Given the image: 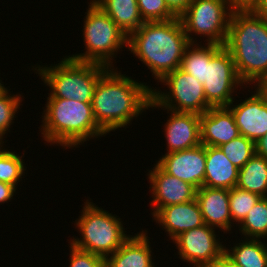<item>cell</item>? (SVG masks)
Wrapping results in <instances>:
<instances>
[{
  "label": "cell",
  "instance_id": "obj_1",
  "mask_svg": "<svg viewBox=\"0 0 267 267\" xmlns=\"http://www.w3.org/2000/svg\"><path fill=\"white\" fill-rule=\"evenodd\" d=\"M138 81L117 67L109 68L99 78L91 105L98 126L107 135L117 130L125 131L147 112L153 86Z\"/></svg>",
  "mask_w": 267,
  "mask_h": 267
},
{
  "label": "cell",
  "instance_id": "obj_2",
  "mask_svg": "<svg viewBox=\"0 0 267 267\" xmlns=\"http://www.w3.org/2000/svg\"><path fill=\"white\" fill-rule=\"evenodd\" d=\"M190 44L179 18L144 22L128 36V49L158 84L180 67L185 48Z\"/></svg>",
  "mask_w": 267,
  "mask_h": 267
},
{
  "label": "cell",
  "instance_id": "obj_3",
  "mask_svg": "<svg viewBox=\"0 0 267 267\" xmlns=\"http://www.w3.org/2000/svg\"><path fill=\"white\" fill-rule=\"evenodd\" d=\"M41 140L48 146L75 150L87 141L101 139L107 134L98 126L91 103L73 99L47 98L42 107ZM101 137V138H100Z\"/></svg>",
  "mask_w": 267,
  "mask_h": 267
},
{
  "label": "cell",
  "instance_id": "obj_4",
  "mask_svg": "<svg viewBox=\"0 0 267 267\" xmlns=\"http://www.w3.org/2000/svg\"><path fill=\"white\" fill-rule=\"evenodd\" d=\"M224 47L241 82L259 87L267 78V20L253 12H233Z\"/></svg>",
  "mask_w": 267,
  "mask_h": 267
},
{
  "label": "cell",
  "instance_id": "obj_5",
  "mask_svg": "<svg viewBox=\"0 0 267 267\" xmlns=\"http://www.w3.org/2000/svg\"><path fill=\"white\" fill-rule=\"evenodd\" d=\"M64 57V58H63ZM58 63L31 66L30 71L38 74L42 84L48 89L47 98L73 99L91 103L99 78L109 69L106 66L75 61L63 56ZM35 65V66H34ZM49 87V88H48Z\"/></svg>",
  "mask_w": 267,
  "mask_h": 267
},
{
  "label": "cell",
  "instance_id": "obj_6",
  "mask_svg": "<svg viewBox=\"0 0 267 267\" xmlns=\"http://www.w3.org/2000/svg\"><path fill=\"white\" fill-rule=\"evenodd\" d=\"M90 199V200H89ZM74 222L79 237L67 239L74 247L107 258L131 236L123 220L113 212L99 207L88 197ZM126 229V230H125ZM70 240V241H69Z\"/></svg>",
  "mask_w": 267,
  "mask_h": 267
},
{
  "label": "cell",
  "instance_id": "obj_7",
  "mask_svg": "<svg viewBox=\"0 0 267 267\" xmlns=\"http://www.w3.org/2000/svg\"><path fill=\"white\" fill-rule=\"evenodd\" d=\"M83 17V53L66 55L79 62L96 63L107 68H115V58L122 49H128V36L117 24L92 0ZM119 52V53H118ZM115 62V63H114Z\"/></svg>",
  "mask_w": 267,
  "mask_h": 267
},
{
  "label": "cell",
  "instance_id": "obj_8",
  "mask_svg": "<svg viewBox=\"0 0 267 267\" xmlns=\"http://www.w3.org/2000/svg\"><path fill=\"white\" fill-rule=\"evenodd\" d=\"M245 87L230 52L223 45L204 43L203 89L207 103L211 107H227L236 96L242 98L237 94Z\"/></svg>",
  "mask_w": 267,
  "mask_h": 267
},
{
  "label": "cell",
  "instance_id": "obj_9",
  "mask_svg": "<svg viewBox=\"0 0 267 267\" xmlns=\"http://www.w3.org/2000/svg\"><path fill=\"white\" fill-rule=\"evenodd\" d=\"M231 14L228 0H193L179 19L190 43L224 46Z\"/></svg>",
  "mask_w": 267,
  "mask_h": 267
},
{
  "label": "cell",
  "instance_id": "obj_10",
  "mask_svg": "<svg viewBox=\"0 0 267 267\" xmlns=\"http://www.w3.org/2000/svg\"><path fill=\"white\" fill-rule=\"evenodd\" d=\"M159 83L164 87L158 86L151 89L152 98L148 111L165 108L175 112L202 115L211 108L206 101L203 84L180 68L168 73L156 85Z\"/></svg>",
  "mask_w": 267,
  "mask_h": 267
},
{
  "label": "cell",
  "instance_id": "obj_11",
  "mask_svg": "<svg viewBox=\"0 0 267 267\" xmlns=\"http://www.w3.org/2000/svg\"><path fill=\"white\" fill-rule=\"evenodd\" d=\"M220 232V230L204 224L181 233L172 241L176 246L178 258L186 264L189 262V267L212 266L225 251V244H223L225 237L224 234H219Z\"/></svg>",
  "mask_w": 267,
  "mask_h": 267
},
{
  "label": "cell",
  "instance_id": "obj_12",
  "mask_svg": "<svg viewBox=\"0 0 267 267\" xmlns=\"http://www.w3.org/2000/svg\"><path fill=\"white\" fill-rule=\"evenodd\" d=\"M245 89L248 91H242L249 95L243 96L242 101L234 99L227 107L234 115L240 135L256 143L267 134V93L256 86Z\"/></svg>",
  "mask_w": 267,
  "mask_h": 267
},
{
  "label": "cell",
  "instance_id": "obj_13",
  "mask_svg": "<svg viewBox=\"0 0 267 267\" xmlns=\"http://www.w3.org/2000/svg\"><path fill=\"white\" fill-rule=\"evenodd\" d=\"M145 176L149 183L151 201L150 213L153 217L162 207L186 203L196 199L197 189L175 176L165 172L157 163L147 169Z\"/></svg>",
  "mask_w": 267,
  "mask_h": 267
},
{
  "label": "cell",
  "instance_id": "obj_14",
  "mask_svg": "<svg viewBox=\"0 0 267 267\" xmlns=\"http://www.w3.org/2000/svg\"><path fill=\"white\" fill-rule=\"evenodd\" d=\"M165 172L177 177L196 189L203 186L205 176V145L200 144L182 151L162 154L155 161Z\"/></svg>",
  "mask_w": 267,
  "mask_h": 267
},
{
  "label": "cell",
  "instance_id": "obj_15",
  "mask_svg": "<svg viewBox=\"0 0 267 267\" xmlns=\"http://www.w3.org/2000/svg\"><path fill=\"white\" fill-rule=\"evenodd\" d=\"M167 112L168 119L162 124L166 139V153L182 151L201 144L200 116L195 113L175 112L161 108Z\"/></svg>",
  "mask_w": 267,
  "mask_h": 267
},
{
  "label": "cell",
  "instance_id": "obj_16",
  "mask_svg": "<svg viewBox=\"0 0 267 267\" xmlns=\"http://www.w3.org/2000/svg\"><path fill=\"white\" fill-rule=\"evenodd\" d=\"M159 229L165 231V235L171 242L181 233L205 224L203 215L196 199L186 203L162 207L153 217Z\"/></svg>",
  "mask_w": 267,
  "mask_h": 267
},
{
  "label": "cell",
  "instance_id": "obj_17",
  "mask_svg": "<svg viewBox=\"0 0 267 267\" xmlns=\"http://www.w3.org/2000/svg\"><path fill=\"white\" fill-rule=\"evenodd\" d=\"M196 200L205 224L220 230L221 234L234 235L232 230L236 225L230 215L228 189L202 186L196 191Z\"/></svg>",
  "mask_w": 267,
  "mask_h": 267
},
{
  "label": "cell",
  "instance_id": "obj_18",
  "mask_svg": "<svg viewBox=\"0 0 267 267\" xmlns=\"http://www.w3.org/2000/svg\"><path fill=\"white\" fill-rule=\"evenodd\" d=\"M131 233L132 235L121 247L105 259L106 267H156L158 265L159 261L155 265L156 255L153 254L154 247H151L153 241L148 236V229Z\"/></svg>",
  "mask_w": 267,
  "mask_h": 267
},
{
  "label": "cell",
  "instance_id": "obj_19",
  "mask_svg": "<svg viewBox=\"0 0 267 267\" xmlns=\"http://www.w3.org/2000/svg\"><path fill=\"white\" fill-rule=\"evenodd\" d=\"M201 144L219 147L240 133L228 107H211L200 116Z\"/></svg>",
  "mask_w": 267,
  "mask_h": 267
},
{
  "label": "cell",
  "instance_id": "obj_20",
  "mask_svg": "<svg viewBox=\"0 0 267 267\" xmlns=\"http://www.w3.org/2000/svg\"><path fill=\"white\" fill-rule=\"evenodd\" d=\"M206 165L203 186L232 189L238 182L239 169L235 167L219 147L205 146Z\"/></svg>",
  "mask_w": 267,
  "mask_h": 267
},
{
  "label": "cell",
  "instance_id": "obj_21",
  "mask_svg": "<svg viewBox=\"0 0 267 267\" xmlns=\"http://www.w3.org/2000/svg\"><path fill=\"white\" fill-rule=\"evenodd\" d=\"M226 240L225 238L224 253L236 264L241 267H266V240L241 237L239 240L232 241L230 245H226Z\"/></svg>",
  "mask_w": 267,
  "mask_h": 267
},
{
  "label": "cell",
  "instance_id": "obj_22",
  "mask_svg": "<svg viewBox=\"0 0 267 267\" xmlns=\"http://www.w3.org/2000/svg\"><path fill=\"white\" fill-rule=\"evenodd\" d=\"M129 36L143 23L137 0H92Z\"/></svg>",
  "mask_w": 267,
  "mask_h": 267
},
{
  "label": "cell",
  "instance_id": "obj_23",
  "mask_svg": "<svg viewBox=\"0 0 267 267\" xmlns=\"http://www.w3.org/2000/svg\"><path fill=\"white\" fill-rule=\"evenodd\" d=\"M236 187L267 197V159L255 154L239 169Z\"/></svg>",
  "mask_w": 267,
  "mask_h": 267
},
{
  "label": "cell",
  "instance_id": "obj_24",
  "mask_svg": "<svg viewBox=\"0 0 267 267\" xmlns=\"http://www.w3.org/2000/svg\"><path fill=\"white\" fill-rule=\"evenodd\" d=\"M4 145L0 149V181L14 186L16 189L21 186L22 178L27 177V166L23 160L25 157V149L23 153L12 151L10 146ZM20 153V154H18ZM23 154V155H22Z\"/></svg>",
  "mask_w": 267,
  "mask_h": 267
},
{
  "label": "cell",
  "instance_id": "obj_25",
  "mask_svg": "<svg viewBox=\"0 0 267 267\" xmlns=\"http://www.w3.org/2000/svg\"><path fill=\"white\" fill-rule=\"evenodd\" d=\"M243 238L267 240V197H261L237 226Z\"/></svg>",
  "mask_w": 267,
  "mask_h": 267
},
{
  "label": "cell",
  "instance_id": "obj_26",
  "mask_svg": "<svg viewBox=\"0 0 267 267\" xmlns=\"http://www.w3.org/2000/svg\"><path fill=\"white\" fill-rule=\"evenodd\" d=\"M8 88L0 94V140L5 142L8 140L4 138H7L8 132L11 134L10 132L13 129L12 125L15 123L14 120L18 117L19 112L22 111L21 106H23L22 103L25 98L24 93H21L22 95L20 92L13 94L9 86Z\"/></svg>",
  "mask_w": 267,
  "mask_h": 267
},
{
  "label": "cell",
  "instance_id": "obj_27",
  "mask_svg": "<svg viewBox=\"0 0 267 267\" xmlns=\"http://www.w3.org/2000/svg\"><path fill=\"white\" fill-rule=\"evenodd\" d=\"M219 148L238 169H241L255 155V143L242 135Z\"/></svg>",
  "mask_w": 267,
  "mask_h": 267
},
{
  "label": "cell",
  "instance_id": "obj_28",
  "mask_svg": "<svg viewBox=\"0 0 267 267\" xmlns=\"http://www.w3.org/2000/svg\"><path fill=\"white\" fill-rule=\"evenodd\" d=\"M261 197L255 193L234 187L229 190V208L232 222L236 227L246 217Z\"/></svg>",
  "mask_w": 267,
  "mask_h": 267
},
{
  "label": "cell",
  "instance_id": "obj_29",
  "mask_svg": "<svg viewBox=\"0 0 267 267\" xmlns=\"http://www.w3.org/2000/svg\"><path fill=\"white\" fill-rule=\"evenodd\" d=\"M179 68L203 84L204 42L190 43L185 48Z\"/></svg>",
  "mask_w": 267,
  "mask_h": 267
},
{
  "label": "cell",
  "instance_id": "obj_30",
  "mask_svg": "<svg viewBox=\"0 0 267 267\" xmlns=\"http://www.w3.org/2000/svg\"><path fill=\"white\" fill-rule=\"evenodd\" d=\"M144 22L168 21L176 16L168 9L165 0H137Z\"/></svg>",
  "mask_w": 267,
  "mask_h": 267
},
{
  "label": "cell",
  "instance_id": "obj_31",
  "mask_svg": "<svg viewBox=\"0 0 267 267\" xmlns=\"http://www.w3.org/2000/svg\"><path fill=\"white\" fill-rule=\"evenodd\" d=\"M69 246V267H106L105 258L74 247Z\"/></svg>",
  "mask_w": 267,
  "mask_h": 267
},
{
  "label": "cell",
  "instance_id": "obj_32",
  "mask_svg": "<svg viewBox=\"0 0 267 267\" xmlns=\"http://www.w3.org/2000/svg\"><path fill=\"white\" fill-rule=\"evenodd\" d=\"M231 12H253L260 0H228Z\"/></svg>",
  "mask_w": 267,
  "mask_h": 267
},
{
  "label": "cell",
  "instance_id": "obj_33",
  "mask_svg": "<svg viewBox=\"0 0 267 267\" xmlns=\"http://www.w3.org/2000/svg\"><path fill=\"white\" fill-rule=\"evenodd\" d=\"M17 193L20 192H18V189L14 186L0 181V206H3L5 203L6 205L7 203L9 204V202H12V199L15 200L14 196H16Z\"/></svg>",
  "mask_w": 267,
  "mask_h": 267
},
{
  "label": "cell",
  "instance_id": "obj_34",
  "mask_svg": "<svg viewBox=\"0 0 267 267\" xmlns=\"http://www.w3.org/2000/svg\"><path fill=\"white\" fill-rule=\"evenodd\" d=\"M193 0H165L168 9L179 18Z\"/></svg>",
  "mask_w": 267,
  "mask_h": 267
},
{
  "label": "cell",
  "instance_id": "obj_35",
  "mask_svg": "<svg viewBox=\"0 0 267 267\" xmlns=\"http://www.w3.org/2000/svg\"><path fill=\"white\" fill-rule=\"evenodd\" d=\"M255 154L267 159V134L255 143Z\"/></svg>",
  "mask_w": 267,
  "mask_h": 267
},
{
  "label": "cell",
  "instance_id": "obj_36",
  "mask_svg": "<svg viewBox=\"0 0 267 267\" xmlns=\"http://www.w3.org/2000/svg\"><path fill=\"white\" fill-rule=\"evenodd\" d=\"M210 267H241L232 261L225 253Z\"/></svg>",
  "mask_w": 267,
  "mask_h": 267
},
{
  "label": "cell",
  "instance_id": "obj_37",
  "mask_svg": "<svg viewBox=\"0 0 267 267\" xmlns=\"http://www.w3.org/2000/svg\"><path fill=\"white\" fill-rule=\"evenodd\" d=\"M253 13L267 20V0H260L259 5L253 11Z\"/></svg>",
  "mask_w": 267,
  "mask_h": 267
},
{
  "label": "cell",
  "instance_id": "obj_38",
  "mask_svg": "<svg viewBox=\"0 0 267 267\" xmlns=\"http://www.w3.org/2000/svg\"><path fill=\"white\" fill-rule=\"evenodd\" d=\"M265 93H267V78L259 86Z\"/></svg>",
  "mask_w": 267,
  "mask_h": 267
},
{
  "label": "cell",
  "instance_id": "obj_39",
  "mask_svg": "<svg viewBox=\"0 0 267 267\" xmlns=\"http://www.w3.org/2000/svg\"><path fill=\"white\" fill-rule=\"evenodd\" d=\"M1 79L2 78L0 77V94H2L7 89V86L5 87L4 82Z\"/></svg>",
  "mask_w": 267,
  "mask_h": 267
},
{
  "label": "cell",
  "instance_id": "obj_40",
  "mask_svg": "<svg viewBox=\"0 0 267 267\" xmlns=\"http://www.w3.org/2000/svg\"><path fill=\"white\" fill-rule=\"evenodd\" d=\"M6 143H7V142L0 140V149H1L4 145H6Z\"/></svg>",
  "mask_w": 267,
  "mask_h": 267
}]
</instances>
